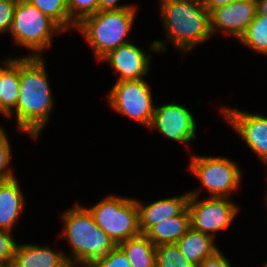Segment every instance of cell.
<instances>
[{"label":"cell","instance_id":"cell-1","mask_svg":"<svg viewBox=\"0 0 267 267\" xmlns=\"http://www.w3.org/2000/svg\"><path fill=\"white\" fill-rule=\"evenodd\" d=\"M43 56L19 57V98L14 114L18 129L31 138L37 139L48 123L53 106V93L50 88Z\"/></svg>","mask_w":267,"mask_h":267},{"label":"cell","instance_id":"cell-2","mask_svg":"<svg viewBox=\"0 0 267 267\" xmlns=\"http://www.w3.org/2000/svg\"><path fill=\"white\" fill-rule=\"evenodd\" d=\"M61 216L65 225L61 237L70 244L72 256L66 257L72 267H88L116 246L85 206L76 203Z\"/></svg>","mask_w":267,"mask_h":267},{"label":"cell","instance_id":"cell-3","mask_svg":"<svg viewBox=\"0 0 267 267\" xmlns=\"http://www.w3.org/2000/svg\"><path fill=\"white\" fill-rule=\"evenodd\" d=\"M166 38L186 55L212 37L210 13L202 0H159Z\"/></svg>","mask_w":267,"mask_h":267},{"label":"cell","instance_id":"cell-4","mask_svg":"<svg viewBox=\"0 0 267 267\" xmlns=\"http://www.w3.org/2000/svg\"><path fill=\"white\" fill-rule=\"evenodd\" d=\"M136 10V8H126L98 11L77 24L76 29L93 49L98 62L110 51L130 43L125 37L133 26Z\"/></svg>","mask_w":267,"mask_h":267},{"label":"cell","instance_id":"cell-5","mask_svg":"<svg viewBox=\"0 0 267 267\" xmlns=\"http://www.w3.org/2000/svg\"><path fill=\"white\" fill-rule=\"evenodd\" d=\"M65 31L50 17L43 14L27 0L16 1L10 35L17 45L34 51L32 55L41 57L42 51L52 46V36Z\"/></svg>","mask_w":267,"mask_h":267},{"label":"cell","instance_id":"cell-6","mask_svg":"<svg viewBox=\"0 0 267 267\" xmlns=\"http://www.w3.org/2000/svg\"><path fill=\"white\" fill-rule=\"evenodd\" d=\"M88 209L97 226L116 245L142 234L136 198H126L110 194Z\"/></svg>","mask_w":267,"mask_h":267},{"label":"cell","instance_id":"cell-7","mask_svg":"<svg viewBox=\"0 0 267 267\" xmlns=\"http://www.w3.org/2000/svg\"><path fill=\"white\" fill-rule=\"evenodd\" d=\"M189 170L201 181L202 186L197 190L189 191L193 196H200L201 189L209 192V197L230 198L232 191L239 188L242 172L235 161L226 157L199 156L191 157Z\"/></svg>","mask_w":267,"mask_h":267},{"label":"cell","instance_id":"cell-8","mask_svg":"<svg viewBox=\"0 0 267 267\" xmlns=\"http://www.w3.org/2000/svg\"><path fill=\"white\" fill-rule=\"evenodd\" d=\"M110 90L107 99L114 111L149 127L155 104L145 79L118 81Z\"/></svg>","mask_w":267,"mask_h":267},{"label":"cell","instance_id":"cell-9","mask_svg":"<svg viewBox=\"0 0 267 267\" xmlns=\"http://www.w3.org/2000/svg\"><path fill=\"white\" fill-rule=\"evenodd\" d=\"M187 209L190 215V227L196 231L216 237V232L227 228L239 212L227 197H209L199 200V196L190 195Z\"/></svg>","mask_w":267,"mask_h":267},{"label":"cell","instance_id":"cell-10","mask_svg":"<svg viewBox=\"0 0 267 267\" xmlns=\"http://www.w3.org/2000/svg\"><path fill=\"white\" fill-rule=\"evenodd\" d=\"M148 128L157 129L168 139L185 144L196 138V123L192 112L175 101L155 106Z\"/></svg>","mask_w":267,"mask_h":267},{"label":"cell","instance_id":"cell-11","mask_svg":"<svg viewBox=\"0 0 267 267\" xmlns=\"http://www.w3.org/2000/svg\"><path fill=\"white\" fill-rule=\"evenodd\" d=\"M223 118L243 141L267 165V117L229 107L221 108Z\"/></svg>","mask_w":267,"mask_h":267},{"label":"cell","instance_id":"cell-12","mask_svg":"<svg viewBox=\"0 0 267 267\" xmlns=\"http://www.w3.org/2000/svg\"><path fill=\"white\" fill-rule=\"evenodd\" d=\"M257 12L256 0L232 2L210 12V28L212 36L223 31L237 40L244 34Z\"/></svg>","mask_w":267,"mask_h":267},{"label":"cell","instance_id":"cell-13","mask_svg":"<svg viewBox=\"0 0 267 267\" xmlns=\"http://www.w3.org/2000/svg\"><path fill=\"white\" fill-rule=\"evenodd\" d=\"M151 54L135 44L128 43L110 51L101 61H107L115 70L117 81L144 79L150 69Z\"/></svg>","mask_w":267,"mask_h":267},{"label":"cell","instance_id":"cell-14","mask_svg":"<svg viewBox=\"0 0 267 267\" xmlns=\"http://www.w3.org/2000/svg\"><path fill=\"white\" fill-rule=\"evenodd\" d=\"M190 194L159 199L148 205L136 200L139 209L140 230L145 234L152 226L182 214L188 206Z\"/></svg>","mask_w":267,"mask_h":267},{"label":"cell","instance_id":"cell-15","mask_svg":"<svg viewBox=\"0 0 267 267\" xmlns=\"http://www.w3.org/2000/svg\"><path fill=\"white\" fill-rule=\"evenodd\" d=\"M66 256L43 245L18 243L13 263L15 267H72Z\"/></svg>","mask_w":267,"mask_h":267},{"label":"cell","instance_id":"cell-16","mask_svg":"<svg viewBox=\"0 0 267 267\" xmlns=\"http://www.w3.org/2000/svg\"><path fill=\"white\" fill-rule=\"evenodd\" d=\"M17 178L0 182V230L12 232L25 206V196L21 192Z\"/></svg>","mask_w":267,"mask_h":267},{"label":"cell","instance_id":"cell-17","mask_svg":"<svg viewBox=\"0 0 267 267\" xmlns=\"http://www.w3.org/2000/svg\"><path fill=\"white\" fill-rule=\"evenodd\" d=\"M182 255L196 267L206 257L213 255L219 247L215 245L210 235L189 228L185 235L177 242Z\"/></svg>","mask_w":267,"mask_h":267},{"label":"cell","instance_id":"cell-18","mask_svg":"<svg viewBox=\"0 0 267 267\" xmlns=\"http://www.w3.org/2000/svg\"><path fill=\"white\" fill-rule=\"evenodd\" d=\"M190 228L188 209L182 214L152 226L144 235L155 245L177 243Z\"/></svg>","mask_w":267,"mask_h":267},{"label":"cell","instance_id":"cell-19","mask_svg":"<svg viewBox=\"0 0 267 267\" xmlns=\"http://www.w3.org/2000/svg\"><path fill=\"white\" fill-rule=\"evenodd\" d=\"M1 66V114L7 117L17 106L19 98V58L3 62Z\"/></svg>","mask_w":267,"mask_h":267},{"label":"cell","instance_id":"cell-20","mask_svg":"<svg viewBox=\"0 0 267 267\" xmlns=\"http://www.w3.org/2000/svg\"><path fill=\"white\" fill-rule=\"evenodd\" d=\"M118 246L132 267H156V246L144 234L129 238Z\"/></svg>","mask_w":267,"mask_h":267},{"label":"cell","instance_id":"cell-21","mask_svg":"<svg viewBox=\"0 0 267 267\" xmlns=\"http://www.w3.org/2000/svg\"><path fill=\"white\" fill-rule=\"evenodd\" d=\"M238 41L256 53L267 55V15L256 12L255 18Z\"/></svg>","mask_w":267,"mask_h":267},{"label":"cell","instance_id":"cell-22","mask_svg":"<svg viewBox=\"0 0 267 267\" xmlns=\"http://www.w3.org/2000/svg\"><path fill=\"white\" fill-rule=\"evenodd\" d=\"M38 8L43 14L54 20L64 31L76 29V25L70 20L68 0H27Z\"/></svg>","mask_w":267,"mask_h":267},{"label":"cell","instance_id":"cell-23","mask_svg":"<svg viewBox=\"0 0 267 267\" xmlns=\"http://www.w3.org/2000/svg\"><path fill=\"white\" fill-rule=\"evenodd\" d=\"M156 267H196L183 255L177 243L156 246Z\"/></svg>","mask_w":267,"mask_h":267},{"label":"cell","instance_id":"cell-24","mask_svg":"<svg viewBox=\"0 0 267 267\" xmlns=\"http://www.w3.org/2000/svg\"><path fill=\"white\" fill-rule=\"evenodd\" d=\"M70 20L77 26L85 17L99 11V0H68Z\"/></svg>","mask_w":267,"mask_h":267},{"label":"cell","instance_id":"cell-25","mask_svg":"<svg viewBox=\"0 0 267 267\" xmlns=\"http://www.w3.org/2000/svg\"><path fill=\"white\" fill-rule=\"evenodd\" d=\"M11 144L6 131L0 127V182L15 178L13 170L9 165L11 159Z\"/></svg>","mask_w":267,"mask_h":267},{"label":"cell","instance_id":"cell-26","mask_svg":"<svg viewBox=\"0 0 267 267\" xmlns=\"http://www.w3.org/2000/svg\"><path fill=\"white\" fill-rule=\"evenodd\" d=\"M88 267H132L124 251L116 245L104 258L94 261Z\"/></svg>","mask_w":267,"mask_h":267},{"label":"cell","instance_id":"cell-27","mask_svg":"<svg viewBox=\"0 0 267 267\" xmlns=\"http://www.w3.org/2000/svg\"><path fill=\"white\" fill-rule=\"evenodd\" d=\"M17 245L11 232L0 230V262L13 261Z\"/></svg>","mask_w":267,"mask_h":267},{"label":"cell","instance_id":"cell-28","mask_svg":"<svg viewBox=\"0 0 267 267\" xmlns=\"http://www.w3.org/2000/svg\"><path fill=\"white\" fill-rule=\"evenodd\" d=\"M15 7L16 1L0 2V33H9L14 17Z\"/></svg>","mask_w":267,"mask_h":267},{"label":"cell","instance_id":"cell-29","mask_svg":"<svg viewBox=\"0 0 267 267\" xmlns=\"http://www.w3.org/2000/svg\"><path fill=\"white\" fill-rule=\"evenodd\" d=\"M197 267H232V264L220 250L202 260Z\"/></svg>","mask_w":267,"mask_h":267},{"label":"cell","instance_id":"cell-30","mask_svg":"<svg viewBox=\"0 0 267 267\" xmlns=\"http://www.w3.org/2000/svg\"><path fill=\"white\" fill-rule=\"evenodd\" d=\"M119 0H99V11L103 10H120V9H126V8H136L132 4L130 5H119Z\"/></svg>","mask_w":267,"mask_h":267},{"label":"cell","instance_id":"cell-31","mask_svg":"<svg viewBox=\"0 0 267 267\" xmlns=\"http://www.w3.org/2000/svg\"><path fill=\"white\" fill-rule=\"evenodd\" d=\"M204 7L207 9V11L210 13L214 9L227 5L232 2H237V1H243V0H202Z\"/></svg>","mask_w":267,"mask_h":267},{"label":"cell","instance_id":"cell-32","mask_svg":"<svg viewBox=\"0 0 267 267\" xmlns=\"http://www.w3.org/2000/svg\"><path fill=\"white\" fill-rule=\"evenodd\" d=\"M257 12L267 15V0H256Z\"/></svg>","mask_w":267,"mask_h":267},{"label":"cell","instance_id":"cell-33","mask_svg":"<svg viewBox=\"0 0 267 267\" xmlns=\"http://www.w3.org/2000/svg\"><path fill=\"white\" fill-rule=\"evenodd\" d=\"M0 267H15L13 261L0 262Z\"/></svg>","mask_w":267,"mask_h":267},{"label":"cell","instance_id":"cell-34","mask_svg":"<svg viewBox=\"0 0 267 267\" xmlns=\"http://www.w3.org/2000/svg\"><path fill=\"white\" fill-rule=\"evenodd\" d=\"M2 94V81H1V66H0V112H1V95Z\"/></svg>","mask_w":267,"mask_h":267},{"label":"cell","instance_id":"cell-35","mask_svg":"<svg viewBox=\"0 0 267 267\" xmlns=\"http://www.w3.org/2000/svg\"><path fill=\"white\" fill-rule=\"evenodd\" d=\"M1 1H18V0H0V2H1Z\"/></svg>","mask_w":267,"mask_h":267}]
</instances>
